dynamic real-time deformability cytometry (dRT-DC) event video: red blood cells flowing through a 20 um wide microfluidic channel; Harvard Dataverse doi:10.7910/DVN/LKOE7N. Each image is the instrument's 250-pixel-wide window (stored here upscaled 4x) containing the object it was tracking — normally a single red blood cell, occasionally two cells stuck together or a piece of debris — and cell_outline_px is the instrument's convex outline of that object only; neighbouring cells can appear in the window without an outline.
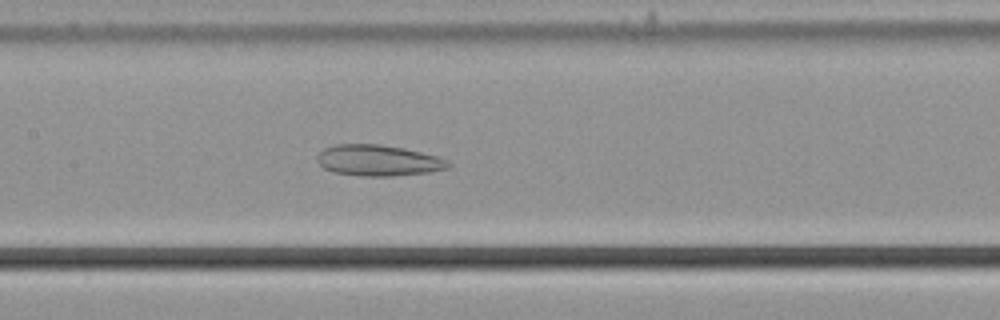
{"species": "common noctule bat (a hibernating species)", "species_latin": "Nyctalus noctula", "temperature_condition": "cold", "stored_images_in_passage": 57, "camera_frame_rate_fps": 3000, "um_per_image_px": 0.085, "animal": {"sex": "male", "body_mass_g": 21.5, "forearm_length_mm": 52.0}, "frame": {"image": 1, "passage_image": 28, "time_ms": 9.0, "image_size_px": [1000, 320], "cell_outline_px": [[452, 164], [448, 168], [428, 172], [392, 176], [360, 176], [332, 172], [324, 168], [316, 160], [316, 156], [324, 148], [336, 144], [380, 144], [404, 148], [436, 156], [448, 160]], "centroid_in_image_um": [32.13, 13.64], "position_along_channel_um": 175.3, "area_um2": 23.76}}
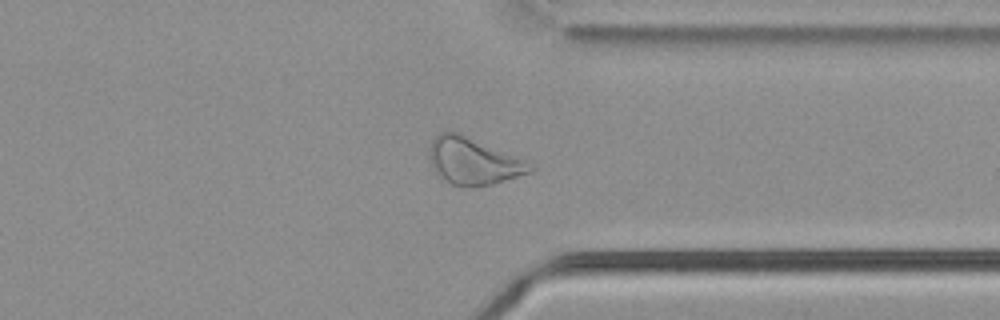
{"frame": {"image": 2, "passage_image": 44, "time_ms": 14.333, "image_size_px": [1000, 320], "cell_outline_px": [[536, 168], [532, 172], [492, 184], [476, 188], [468, 188], [452, 184], [440, 180], [432, 168], [428, 156], [428, 152], [432, 140], [440, 132], [460, 132], [536, 164]], "centroid_in_image_um": [40.24, 13.72], "position_along_channel_um": 371.2, "area_um2": 28.32}}
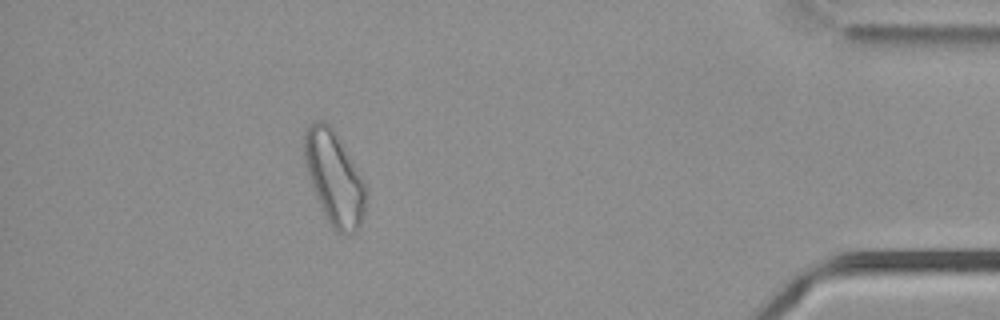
{"frame": {"image": 3, "passage_image": 51, "time_ms": 16.667, "image_size_px": [1000, 320], "cell_outline_px": [[368, 196], [364, 212], [360, 224], [356, 232], [348, 236], [336, 232], [332, 228], [320, 208], [304, 164], [304, 132], [308, 124], [316, 120], [324, 120], [332, 124], [364, 180], [368, 188]], "centroid_in_image_um": [28.43, 15.12], "position_along_channel_um": 406.8, "area_um2": 34.45}}